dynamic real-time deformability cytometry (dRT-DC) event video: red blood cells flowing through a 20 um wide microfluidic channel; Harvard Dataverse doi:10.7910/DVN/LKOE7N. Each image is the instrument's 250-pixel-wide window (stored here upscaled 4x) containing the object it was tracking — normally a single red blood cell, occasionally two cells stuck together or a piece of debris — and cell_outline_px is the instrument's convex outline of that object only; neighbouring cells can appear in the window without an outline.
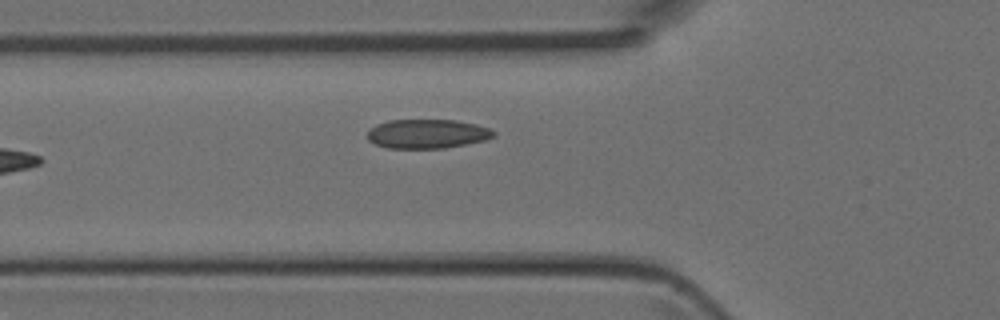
{"species": "Egyptian fruit bat (a non-hibernating species)", "species_latin": "Rousettus aegyptiacus", "temperature_condition": "room temperature", "stored_images_in_passage": 2, "camera_frame_rate_fps": 3000, "um_per_image_px": 0.085, "animal": {"sex": "female"}, "frame": {"image": 1, "passage_image": 2, "time_ms": 0.333, "image_size_px": [1000, 320], "cell_outline_px": [[496, 136], [484, 140], [444, 148], [388, 148], [376, 144], [368, 140], [368, 128], [376, 124], [388, 120], [456, 120], [476, 124], [488, 128], [496, 132]], "centroid_in_image_um": [36.29, 11.36], "position_along_channel_um": 89.5, "area_um2": 21.44}}